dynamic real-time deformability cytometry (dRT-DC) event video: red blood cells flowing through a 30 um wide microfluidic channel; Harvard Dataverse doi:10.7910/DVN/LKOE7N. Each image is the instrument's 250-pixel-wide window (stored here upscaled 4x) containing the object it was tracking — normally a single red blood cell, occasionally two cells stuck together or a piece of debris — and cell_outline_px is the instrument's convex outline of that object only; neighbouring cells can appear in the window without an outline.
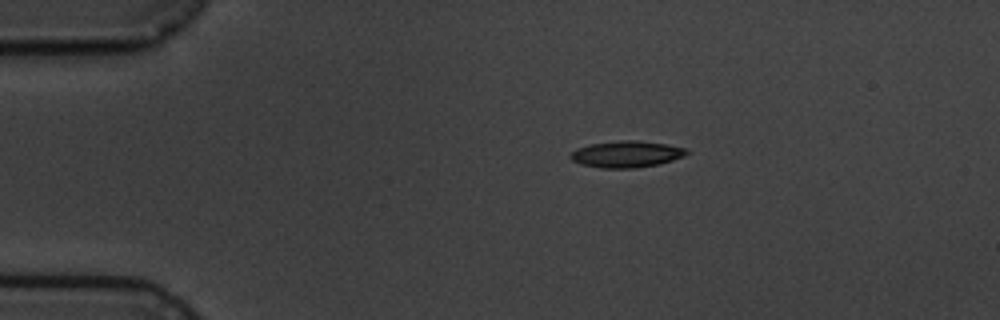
{"species": "common noctule bat (a hibernating species)", "species_latin": "Nyctalus noctula", "temperature_condition": "cold", "stored_images_in_passage": 9, "camera_frame_rate_fps": 3000, "um_per_image_px": 0.085, "animal": {"sex": "male", "body_mass_g": 19.5, "forearm_length_mm": 54.6}, "frame": {"image": 1, "passage_image": 1, "time_ms": 0.0, "image_size_px": [1000, 320], "cell_outline_px": [[688, 152], [684, 156], [660, 164], [636, 168], [600, 168], [580, 164], [572, 160], [568, 156], [576, 148], [592, 144], [620, 140], [636, 140], [668, 144], [688, 148]], "centroid_in_image_um": [53.26, 13.1], "position_along_channel_um": 31.7, "area_um2": 18.09}}
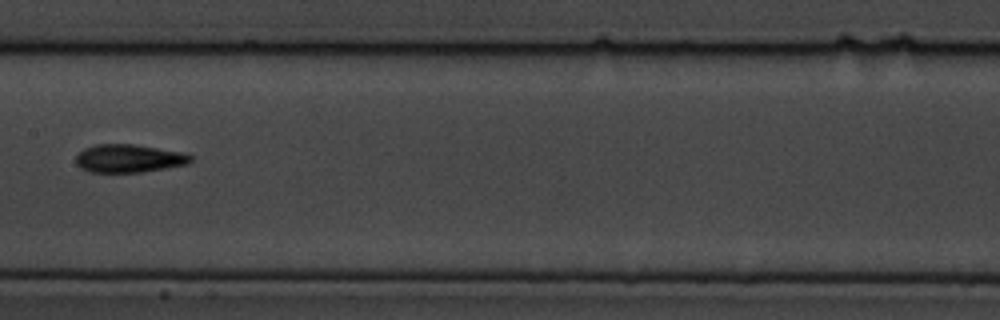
{"frame": {"image": 2, "passage_image": 6, "time_ms": 6.0, "image_size_px": [1000, 320], "cell_outline_px": [[192, 160], [188, 164], [140, 172], [88, 172], [80, 168], [76, 164], [76, 156], [84, 148], [96, 144], [132, 144], [184, 152], [192, 156]], "centroid_in_image_um": [10.94, 13.46], "position_along_channel_um": 196.5, "area_um2": 18.79}}
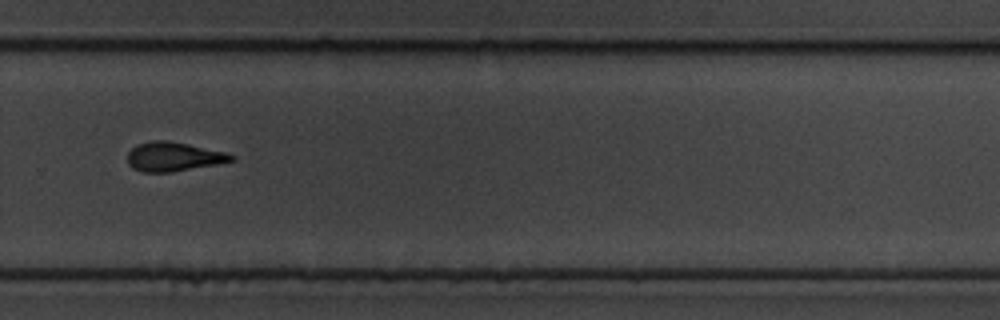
{"frame": {"image": 3, "passage_image": 9, "time_ms": 9.333, "image_size_px": [1000, 320], "cell_outline_px": [[236, 160], [220, 164], [172, 172], [144, 172], [132, 168], [128, 164], [128, 152], [136, 144], [152, 140], [168, 140], [228, 152], [236, 156]], "centroid_in_image_um": [14.8, 13.31], "position_along_channel_um": 315.0, "area_um2": 17.98}}